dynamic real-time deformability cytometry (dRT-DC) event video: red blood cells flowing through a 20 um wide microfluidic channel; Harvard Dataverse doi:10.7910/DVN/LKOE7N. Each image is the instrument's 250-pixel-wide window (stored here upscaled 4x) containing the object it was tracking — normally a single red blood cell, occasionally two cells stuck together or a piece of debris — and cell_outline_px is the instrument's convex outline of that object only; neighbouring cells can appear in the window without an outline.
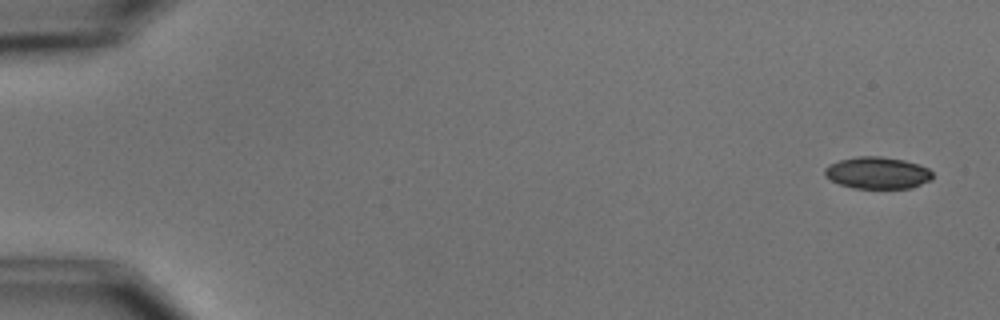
{"species": "common noctule bat (a hibernating species)", "species_latin": "Nyctalus noctula", "temperature_condition": "cold", "stored_images_in_passage": 5, "camera_frame_rate_fps": 3000, "um_per_image_px": 0.085, "animal": {"sex": "male", "body_mass_g": 15.6}, "frame": {"image": 1, "passage_image": 1, "time_ms": 0.0, "image_size_px": [1000, 320], "cell_outline_px": [[932, 180], [912, 188], [852, 188], [840, 184], [824, 176], [824, 168], [828, 164], [840, 160], [860, 156], [880, 156], [904, 160], [920, 164], [928, 168], [932, 172]], "centroid_in_image_um": [74.59, 14.69], "position_along_channel_um": 10.4, "area_um2": 20.17}}
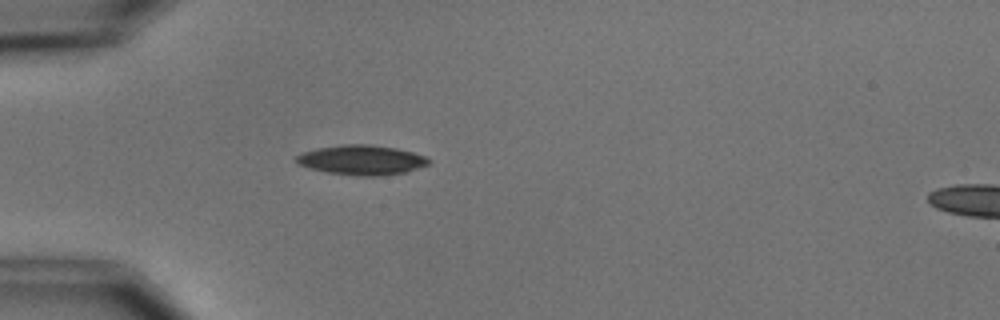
{"frame": {"image": 2, "passage_image": 5, "time_ms": 4.667, "image_size_px": [1000, 320], "cell_outline_px": [[432, 160], [428, 164], [404, 172], [376, 176], [356, 176], [328, 172], [308, 168], [296, 164], [296, 156], [304, 152], [316, 148], [344, 144], [372, 144], [396, 148], [412, 152], [424, 156]], "centroid_in_image_um": [30.71, 13.59], "position_along_channel_um": 54.3, "area_um2": 22.89}}